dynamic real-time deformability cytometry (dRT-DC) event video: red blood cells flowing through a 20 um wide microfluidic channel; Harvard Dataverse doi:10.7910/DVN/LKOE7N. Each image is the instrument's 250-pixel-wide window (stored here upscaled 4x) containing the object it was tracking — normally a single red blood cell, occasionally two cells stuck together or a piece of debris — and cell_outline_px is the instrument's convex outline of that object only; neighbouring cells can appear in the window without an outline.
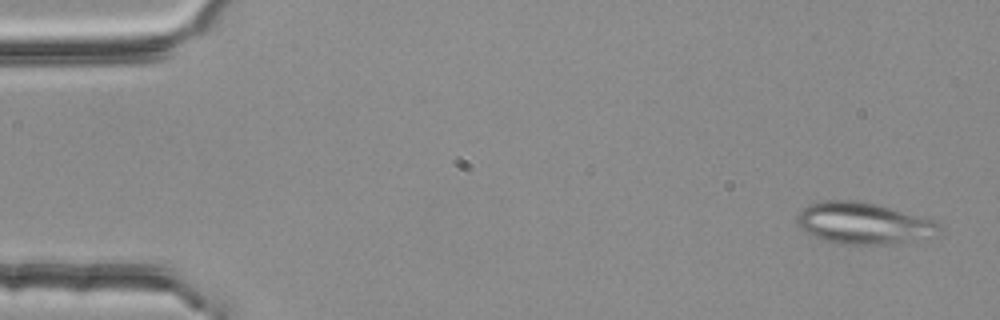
{"species": "common noctule bat (a hibernating species)", "species_latin": "Nyctalus noctula", "temperature_condition": "room temperature", "stored_images_in_passage": 53, "segment_of_instrument_passage": [1, 2], "camera_frame_rate_fps": 3000, "um_per_image_px": 0.085, "animal": {"sex": "female", "body_mass_g": 25.1}, "frame": {"image": 1, "passage_image": 2, "time_ms": 0.333, "image_size_px": [1000, 320], "cell_outline_px": [[940, 232], [936, 236], [900, 244], [836, 244], [820, 240], [812, 236], [796, 220], [796, 216], [800, 208], [808, 204], [824, 200], [856, 200], [876, 204], [936, 220], [940, 224]], "centroid_in_image_um": [73.42, 18.99], "position_along_channel_um": 11.6, "area_um2": 34.97}}